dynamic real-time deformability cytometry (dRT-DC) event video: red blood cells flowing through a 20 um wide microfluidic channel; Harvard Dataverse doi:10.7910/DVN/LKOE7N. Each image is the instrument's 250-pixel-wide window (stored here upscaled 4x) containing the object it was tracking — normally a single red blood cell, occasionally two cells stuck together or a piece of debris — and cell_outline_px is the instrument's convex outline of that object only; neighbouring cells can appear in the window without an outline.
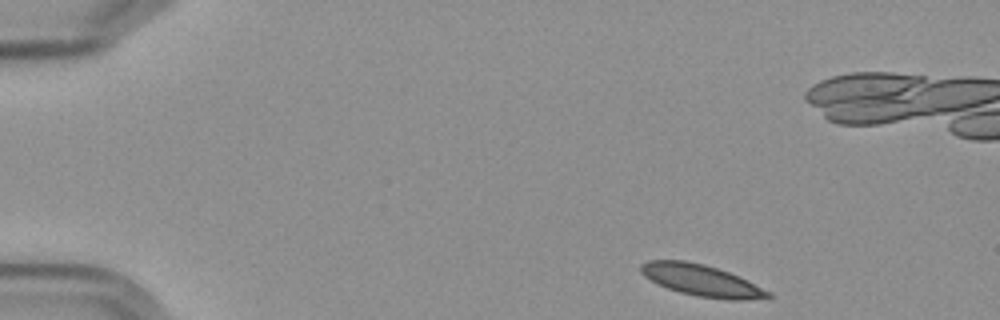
{"species": "Egyptian fruit bat (a non-hibernating species)", "species_latin": "Rousettus aegyptiacus", "temperature_condition": "cold", "stored_images_in_passage": 52, "camera_frame_rate_fps": 3000, "um_per_image_px": 0.085, "frame": {"image": 1, "passage_image": 2, "time_ms": 0.333, "image_size_px": [1000, 320], "cell_outline_px": [[772, 296], [740, 300], [732, 300], [696, 296], [680, 292], [656, 284], [644, 276], [640, 272], [640, 264], [648, 260], [684, 260], [704, 264], [728, 272], [772, 292]], "centroid_in_image_um": [59.56, 23.82], "position_along_channel_um": 25.4, "area_um2": 23.12}}
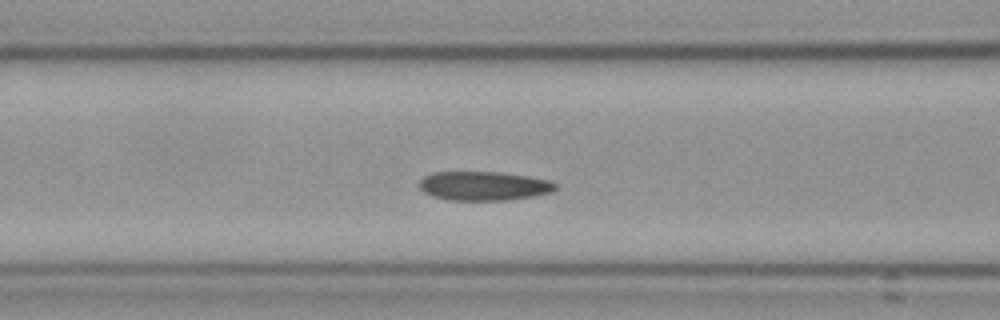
{"frame": {"image": 2, "passage_image": 18, "time_ms": 5.667, "image_size_px": [1000, 320], "cell_outline_px": [[556, 188], [552, 192], [536, 196], [508, 200], [448, 200], [432, 196], [424, 192], [420, 188], [420, 180], [424, 176], [432, 172], [500, 172], [528, 176], [548, 180], [556, 184]], "centroid_in_image_um": [41.12, 15.8], "position_along_channel_um": 125.5, "area_um2": 23.12}}
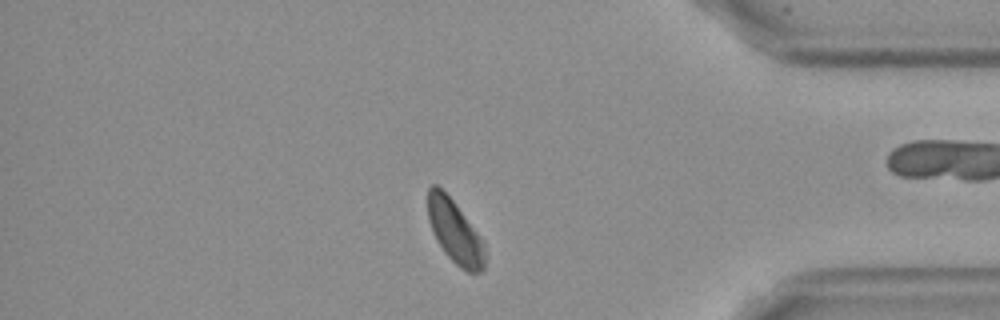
{"frame": {"image": 3, "passage_image": 43, "time_ms": 14.0, "image_size_px": [1000, 320], "cell_outline_px": [[484, 268], [480, 272], [468, 272], [460, 268], [444, 252], [432, 232], [428, 220], [428, 188], [432, 184], [436, 184], [456, 204], [480, 236], [484, 244]], "centroid_in_image_um": [38.65, 19.69], "position_along_channel_um": 396.6, "area_um2": 20.75}, "authors_computed_cell_mechanics": {"area_um2": 22.8599, "velocity_mm_per_s": 3.5407, "shape_relaxation_time_tau1_ms": null, "shape_relaxation_time_tau2_ms": 5.4079, "deformation_change_tau1": null, "deformation_change_tau2": 0.0602}}